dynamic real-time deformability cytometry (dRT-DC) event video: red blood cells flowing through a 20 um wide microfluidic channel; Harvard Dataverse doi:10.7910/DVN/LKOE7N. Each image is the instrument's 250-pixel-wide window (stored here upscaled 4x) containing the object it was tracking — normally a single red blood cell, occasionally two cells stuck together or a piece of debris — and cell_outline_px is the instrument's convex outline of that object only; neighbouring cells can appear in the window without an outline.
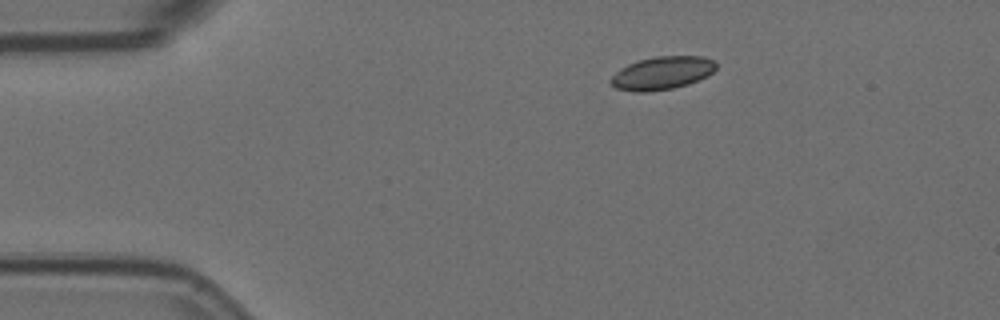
{"species": "Egyptian fruit bat (a non-hibernating species)", "species_latin": "Rousettus aegyptiacus", "temperature_condition": "room temperature", "stored_images_in_passage": 3, "camera_frame_rate_fps": 3000, "um_per_image_px": 0.085, "animal": {"sex": "female"}, "frame": {"image": 1, "passage_image": 1, "time_ms": 0.0, "image_size_px": [1000, 320], "cell_outline_px": [[716, 68], [708, 76], [688, 84], [672, 88], [648, 92], [636, 92], [616, 88], [608, 80], [620, 68], [628, 64], [640, 60], [656, 56], [704, 56], [712, 60], [716, 64]], "centroid_in_image_um": [56.27, 6.21], "position_along_channel_um": 28.7, "area_um2": 20.23}}
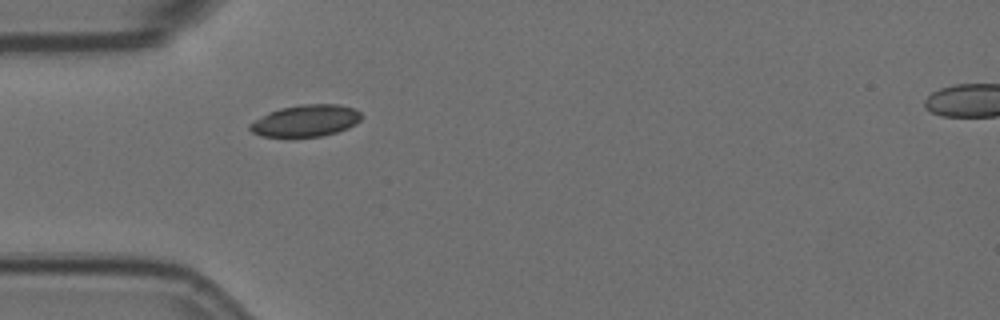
{"frame": {"image": 2, "passage_image": 3, "time_ms": 0.667, "image_size_px": [1000, 320], "cell_outline_px": [[360, 120], [356, 124], [348, 128], [336, 132], [320, 136], [288, 140], [260, 136], [252, 132], [248, 128], [248, 124], [268, 112], [280, 108], [300, 104], [340, 104], [352, 108], [360, 112]], "centroid_in_image_um": [25.91, 10.3], "position_along_channel_um": 59.1, "area_um2": 21.39}}